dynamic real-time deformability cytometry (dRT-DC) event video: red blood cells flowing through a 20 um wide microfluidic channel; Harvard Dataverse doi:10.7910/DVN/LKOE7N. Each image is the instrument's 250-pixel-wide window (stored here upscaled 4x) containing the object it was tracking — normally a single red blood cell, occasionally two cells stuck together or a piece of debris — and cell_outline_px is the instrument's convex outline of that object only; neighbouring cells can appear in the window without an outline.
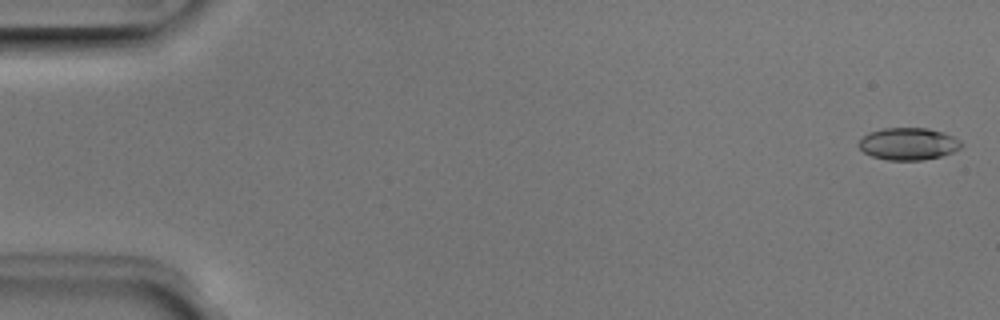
{"species": "Egyptian fruit bat (a non-hibernating species)", "species_latin": "Rousettus aegyptiacus", "temperature_condition": "room temperature", "stored_images_in_passage": 16, "camera_frame_rate_fps": 3000, "um_per_image_px": 0.085, "animal": {"sex": "male"}, "frame": {"image": 1, "passage_image": 1, "time_ms": 0.0, "image_size_px": [1000, 320], "cell_outline_px": [[964, 144], [960, 148], [952, 152], [940, 156], [924, 160], [888, 160], [872, 156], [864, 152], [860, 148], [860, 140], [864, 136], [872, 132], [884, 128], [928, 128], [944, 132], [952, 136]], "centroid_in_image_um": [77.24, 12.23], "position_along_channel_um": 7.8, "area_um2": 19.02}}
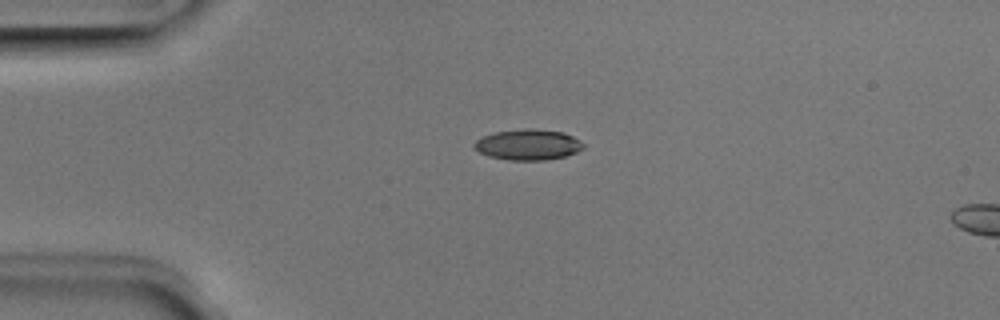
{"frame": {"image": 2, "passage_image": 12, "time_ms": 3.667, "image_size_px": [1000, 320], "cell_outline_px": [[584, 148], [576, 152], [564, 156], [544, 160], [508, 160], [488, 156], [480, 152], [472, 144], [476, 140], [484, 136], [496, 132], [564, 132], [572, 136], [584, 144]], "centroid_in_image_um": [44.88, 12.36], "position_along_channel_um": 40.1, "area_um2": 18.32}}